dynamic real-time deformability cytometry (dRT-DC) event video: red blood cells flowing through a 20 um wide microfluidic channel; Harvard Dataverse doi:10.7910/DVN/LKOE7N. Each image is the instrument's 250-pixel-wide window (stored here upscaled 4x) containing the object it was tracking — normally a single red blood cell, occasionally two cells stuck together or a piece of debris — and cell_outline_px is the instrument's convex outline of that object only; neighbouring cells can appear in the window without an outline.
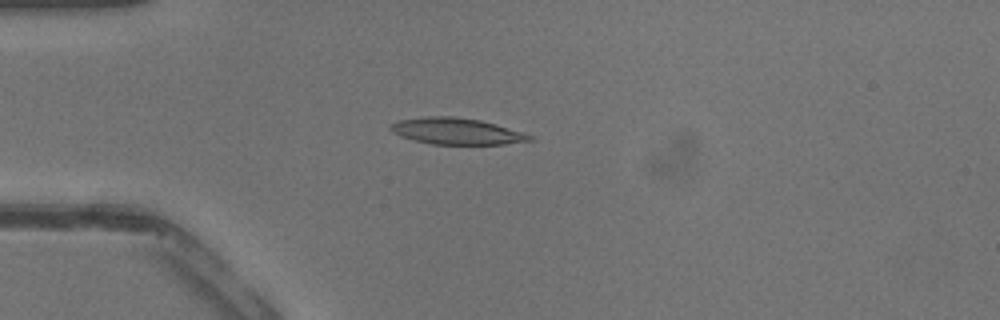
{"species": "common noctule bat (a hibernating species)", "species_latin": "Nyctalus noctula", "temperature_condition": "warm", "stored_images_in_passage": 37, "camera_frame_rate_fps": 3000, "um_per_image_px": 0.085, "animal": {"sex": "male", "body_mass_g": 13.3}, "frame": {"image": 1, "passage_image": 7, "time_ms": 2.0, "image_size_px": [1000, 320], "cell_outline_px": [[536, 140], [504, 144], [432, 144], [400, 136], [392, 132], [388, 128], [388, 124], [400, 120], [424, 116], [452, 116], [480, 120], [496, 124], [524, 132], [532, 136]], "centroid_in_image_um": [38.81, 11.15], "position_along_channel_um": 46.2, "area_um2": 21.5}}
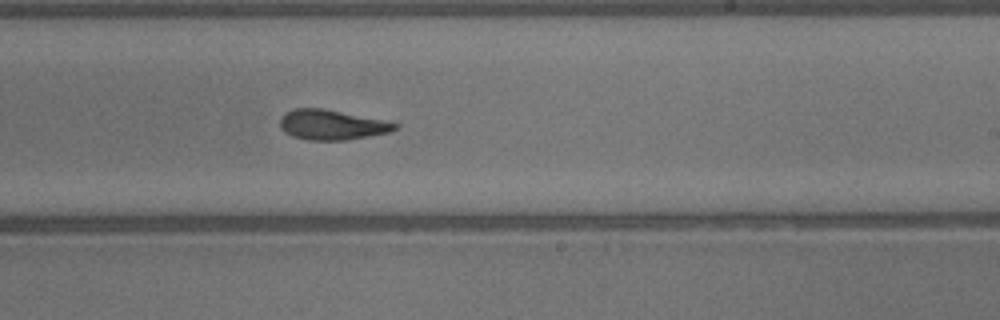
{"frame": {"image": 2, "passage_image": 21, "time_ms": 6.667, "image_size_px": [1000, 320], "cell_outline_px": [[400, 124], [396, 128], [388, 132], [368, 136], [344, 140], [308, 140], [292, 136], [284, 132], [280, 128], [280, 120], [284, 112], [292, 108], [324, 108], [384, 120]], "centroid_in_image_um": [28.15, 10.59], "position_along_channel_um": 260.8, "area_um2": 20.11}}
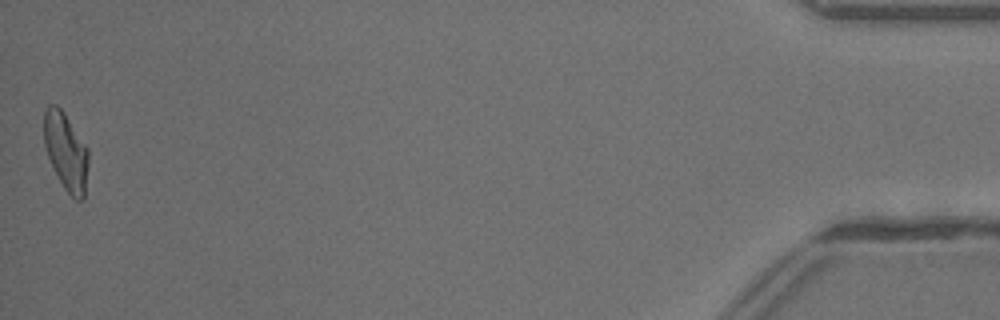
{"frame": {"image": 3, "passage_image": 37, "time_ms": 12.0, "image_size_px": [1000, 320], "cell_outline_px": [[88, 164], [84, 200], [76, 200], [64, 188], [52, 168], [44, 144], [44, 112], [48, 104], [56, 104], [64, 112], [88, 148]], "centroid_in_image_um": [5.6, 12.87], "position_along_channel_um": 429.6, "area_um2": 20.17}}